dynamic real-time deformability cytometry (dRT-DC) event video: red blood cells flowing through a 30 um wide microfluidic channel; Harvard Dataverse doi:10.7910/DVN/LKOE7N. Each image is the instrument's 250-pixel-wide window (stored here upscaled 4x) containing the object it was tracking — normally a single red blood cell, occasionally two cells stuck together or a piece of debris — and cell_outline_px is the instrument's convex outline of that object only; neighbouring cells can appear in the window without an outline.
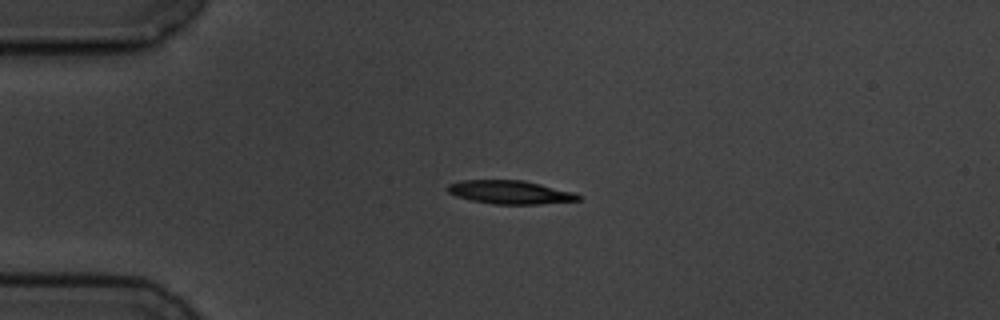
{"species": "common noctule bat (a hibernating species)", "species_latin": "Nyctalus noctula", "temperature_condition": "cold", "stored_images_in_passage": 5, "camera_frame_rate_fps": 3000, "um_per_image_px": 0.085, "animal": {"sex": "male", "body_mass_g": 19.5, "forearm_length_mm": 54.6}, "frame": {"image": 1, "passage_image": 3, "time_ms": 2.333, "image_size_px": [1000, 320], "cell_outline_px": [[580, 200], [540, 204], [492, 204], [472, 200], [456, 196], [448, 192], [448, 184], [460, 180], [524, 180], [576, 192], [580, 196]], "centroid_in_image_um": [43.38, 16.33], "position_along_channel_um": 41.6, "area_um2": 17.92}}
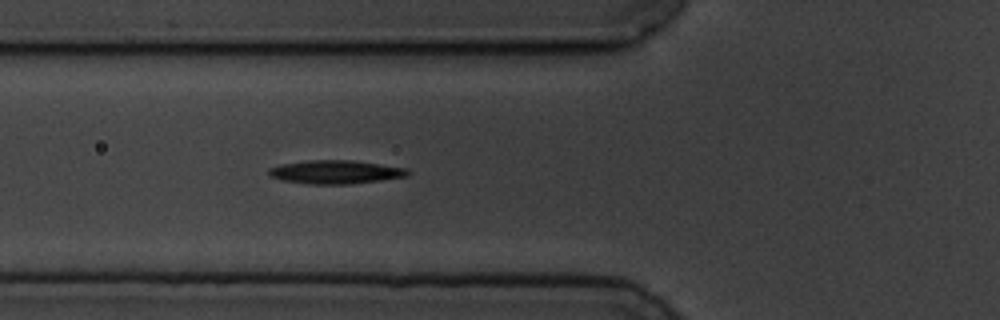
{"frame": {"image": 2, "passage_image": 5, "time_ms": 4.667, "image_size_px": [1000, 320], "cell_outline_px": [[412, 172], [408, 176], [352, 184], [312, 184], [284, 180], [268, 176], [268, 168], [280, 164], [308, 160], [352, 160], [408, 168]], "centroid_in_image_um": [28.54, 14.61], "position_along_channel_um": 97.3, "area_um2": 19.13}}